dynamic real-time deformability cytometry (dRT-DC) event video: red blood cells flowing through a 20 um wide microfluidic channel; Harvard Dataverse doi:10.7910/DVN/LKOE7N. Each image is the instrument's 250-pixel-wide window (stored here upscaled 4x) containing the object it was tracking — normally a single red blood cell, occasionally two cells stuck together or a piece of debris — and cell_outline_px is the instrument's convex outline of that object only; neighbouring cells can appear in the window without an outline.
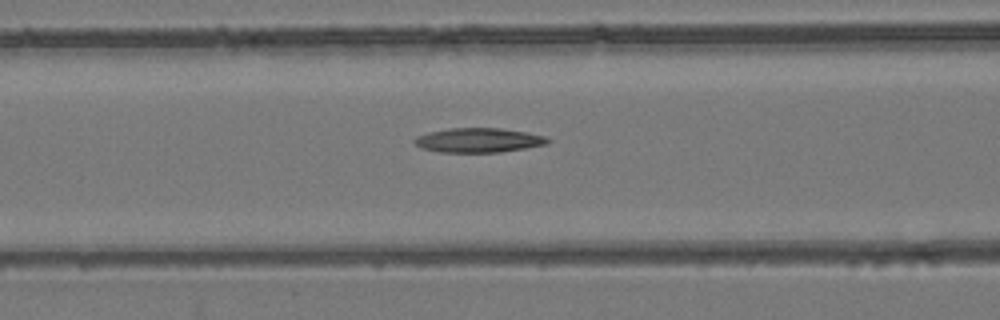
{"species": "common noctule bat (a hibernating species)", "species_latin": "Nyctalus noctula", "temperature_condition": "room temperature", "stored_images_in_passage": 54, "camera_frame_rate_fps": 3000, "um_per_image_px": 0.085, "animal": {"sex": "female", "body_mass_g": 24.6, "forearm_length_mm": 56.2}, "frame": {"image": 1, "passage_image": 23, "time_ms": 7.333, "image_size_px": [1000, 320], "cell_outline_px": [[552, 140], [548, 144], [500, 152], [440, 152], [420, 148], [412, 140], [416, 136], [428, 132], [448, 128], [500, 128], [528, 132], [544, 136]], "centroid_in_image_um": [40.66, 11.91], "position_along_channel_um": 125.9, "area_um2": 19.07}}
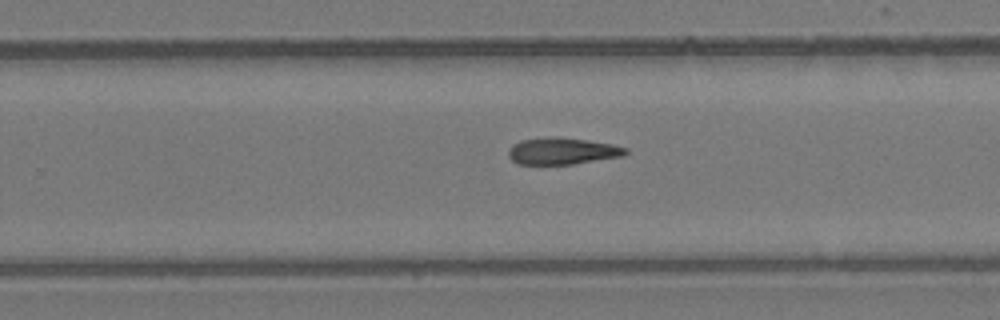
{"frame": {"image": 2, "passage_image": 35, "time_ms": 11.333, "image_size_px": [1000, 320], "cell_outline_px": [[628, 152], [624, 156], [572, 164], [516, 164], [508, 156], [508, 148], [512, 144], [520, 140], [544, 136], [556, 136], [612, 144], [628, 148]], "centroid_in_image_um": [47.75, 12.83], "position_along_channel_um": 282.0, "area_um2": 18.5}}
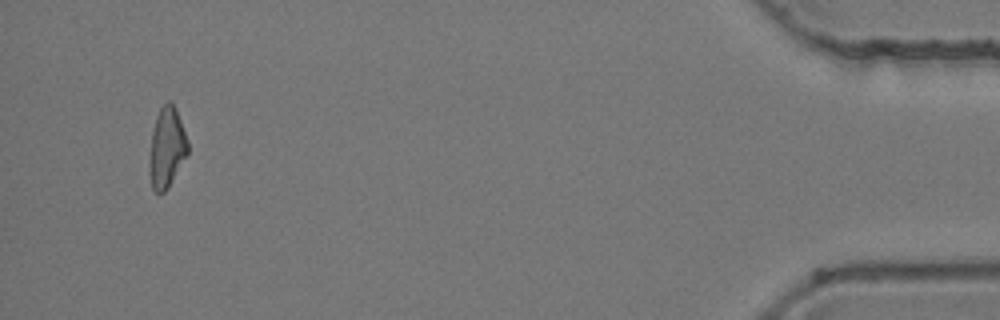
{"frame": {"image": 3, "passage_image": 52, "time_ms": 17.0, "image_size_px": [1000, 320], "cell_outline_px": [[188, 152], [168, 188], [164, 192], [156, 192], [152, 188], [148, 164], [148, 160], [152, 132], [156, 116], [160, 108], [168, 100], [176, 108], [188, 140]], "centroid_in_image_um": [14.16, 12.54], "position_along_channel_um": 421.0, "area_um2": 17.92}}